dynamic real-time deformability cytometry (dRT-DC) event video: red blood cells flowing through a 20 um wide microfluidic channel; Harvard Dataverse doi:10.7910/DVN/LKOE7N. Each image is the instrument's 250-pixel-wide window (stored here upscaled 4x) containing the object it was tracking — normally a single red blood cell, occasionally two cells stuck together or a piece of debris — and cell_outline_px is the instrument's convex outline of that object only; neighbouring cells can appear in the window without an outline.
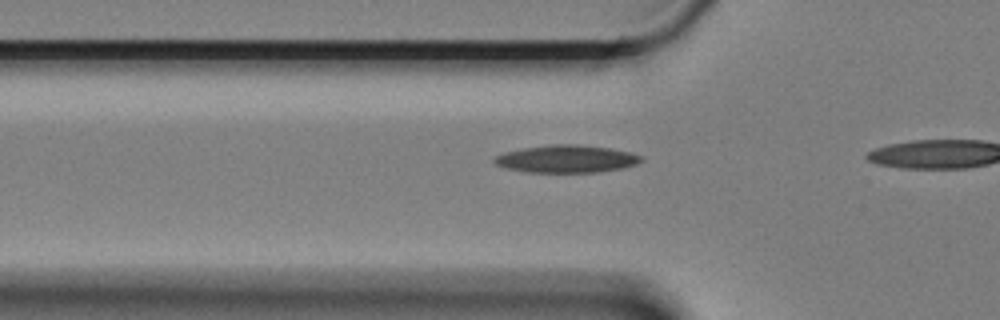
{"species": "Egyptian fruit bat (a non-hibernating species)", "species_latin": "Rousettus aegyptiacus", "temperature_condition": "cold", "stored_images_in_passage": 9, "camera_frame_rate_fps": 3000, "um_per_image_px": 0.085, "animal": {"sex": "female"}, "frame": {"image": 1, "passage_image": 7, "time_ms": 2.0, "image_size_px": [1000, 320], "cell_outline_px": [[644, 160], [636, 164], [624, 168], [600, 172], [528, 172], [504, 168], [496, 164], [492, 160], [496, 156], [504, 152], [520, 148], [552, 144], [580, 144], [608, 148], [628, 152], [644, 156]], "centroid_in_image_um": [48.15, 13.5], "position_along_channel_um": 77.6, "area_um2": 23.76}}